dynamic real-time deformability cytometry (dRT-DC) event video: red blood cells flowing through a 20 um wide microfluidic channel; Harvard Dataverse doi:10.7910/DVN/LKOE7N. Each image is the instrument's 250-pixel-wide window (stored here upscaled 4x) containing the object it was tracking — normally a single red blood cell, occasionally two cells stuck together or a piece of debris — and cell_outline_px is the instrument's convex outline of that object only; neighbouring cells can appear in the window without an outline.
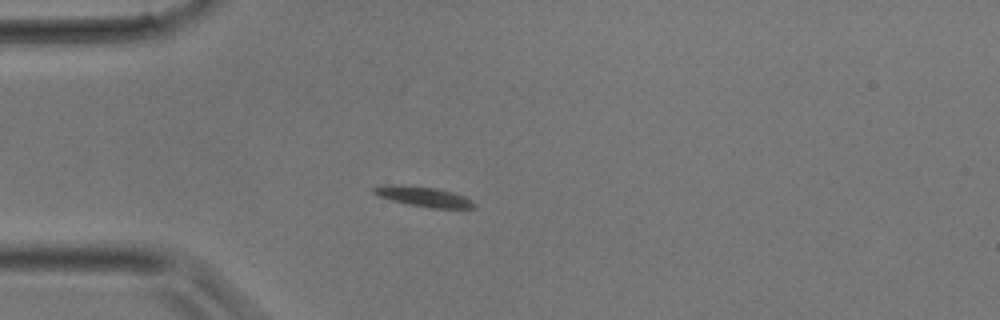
{"species": "common noctule bat (a hibernating species)", "species_latin": "Nyctalus noctula", "temperature_condition": "room temperature", "stored_images_in_passage": 38, "camera_frame_rate_fps": 3000, "um_per_image_px": 0.085, "animal": {"sex": "male", "body_mass_g": 17.9}, "frame": {"image": 1, "passage_image": 10, "time_ms": 3.0, "image_size_px": [1000, 320], "cell_outline_px": [[476, 208], [432, 208], [408, 204], [392, 200], [380, 196], [372, 192], [372, 188], [384, 184], [400, 184], [436, 188], [452, 192], [464, 196], [472, 200], [476, 204]], "centroid_in_image_um": [36.0, 16.7], "position_along_channel_um": 49.0, "area_um2": 11.73}}
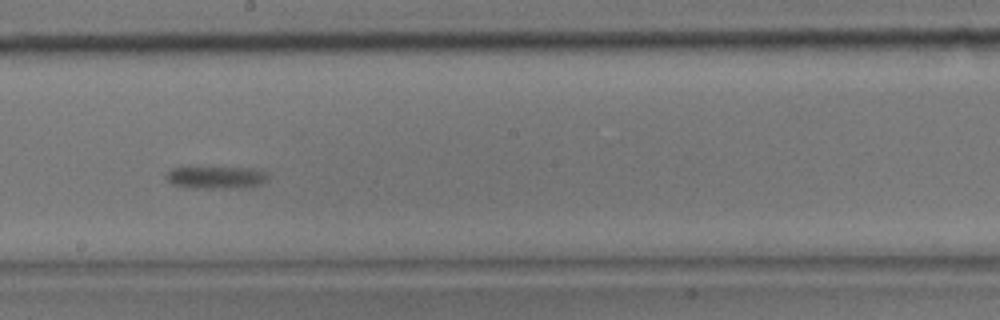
{"frame": {"image": 2, "passage_image": 21, "time_ms": 6.667, "image_size_px": [1000, 320], "cell_outline_px": [[268, 180], [260, 184], [244, 188], [192, 188], [172, 184], [164, 176], [172, 168], [256, 168], [264, 172], [268, 176]], "centroid_in_image_um": [18.39, 15.09], "position_along_channel_um": 229.8, "area_um2": 13.18}}
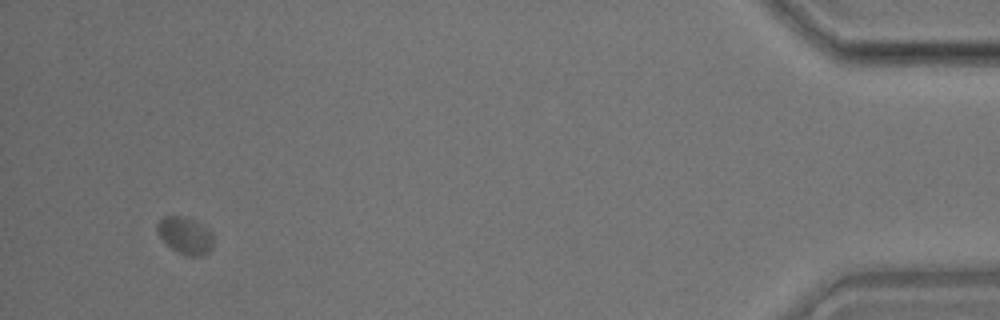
{"frame": {"image": 3, "passage_image": 36, "time_ms": 11.667, "image_size_px": [1000, 320], "cell_outline_px": [[212, 248], [208, 252], [200, 256], [184, 256], [176, 252], [156, 232], [156, 224], [164, 216], [180, 216], [196, 220], [208, 228], [212, 232]], "centroid_in_image_um": [15.75, 20.01], "position_along_channel_um": 419.5, "area_um2": 12.2}}